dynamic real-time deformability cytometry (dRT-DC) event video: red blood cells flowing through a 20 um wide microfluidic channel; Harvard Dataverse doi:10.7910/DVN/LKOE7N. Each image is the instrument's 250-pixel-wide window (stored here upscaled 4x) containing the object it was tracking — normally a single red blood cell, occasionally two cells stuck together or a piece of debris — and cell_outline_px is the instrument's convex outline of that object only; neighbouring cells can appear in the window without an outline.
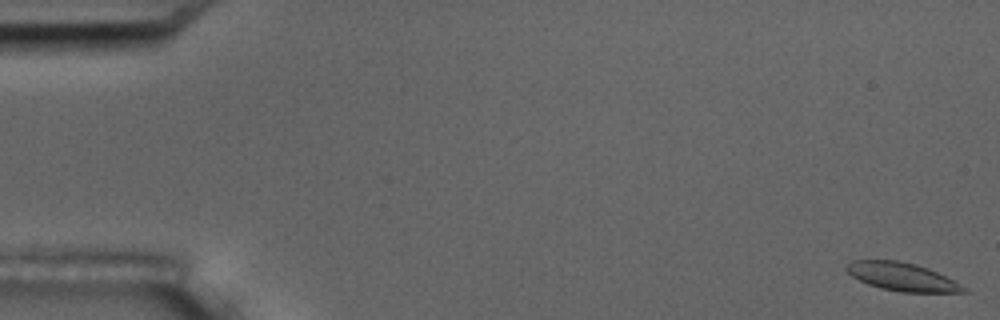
{"species": "common noctule bat (a hibernating species)", "species_latin": "Nyctalus noctula", "temperature_condition": "room temperature", "stored_images_in_passage": 5, "camera_frame_rate_fps": 3000, "um_per_image_px": 0.085, "animal": {"sex": "male", "body_mass_g": 17.5, "forearm_length_mm": 52.3}, "frame": {"image": 1, "passage_image": 1, "time_ms": 0.0, "image_size_px": [1000, 320], "cell_outline_px": [[968, 292], [900, 292], [880, 288], [868, 284], [852, 276], [844, 268], [852, 260], [900, 260], [916, 264], [928, 268], [968, 288]], "centroid_in_image_um": [76.66, 23.52], "position_along_channel_um": 8.3, "area_um2": 19.13}}